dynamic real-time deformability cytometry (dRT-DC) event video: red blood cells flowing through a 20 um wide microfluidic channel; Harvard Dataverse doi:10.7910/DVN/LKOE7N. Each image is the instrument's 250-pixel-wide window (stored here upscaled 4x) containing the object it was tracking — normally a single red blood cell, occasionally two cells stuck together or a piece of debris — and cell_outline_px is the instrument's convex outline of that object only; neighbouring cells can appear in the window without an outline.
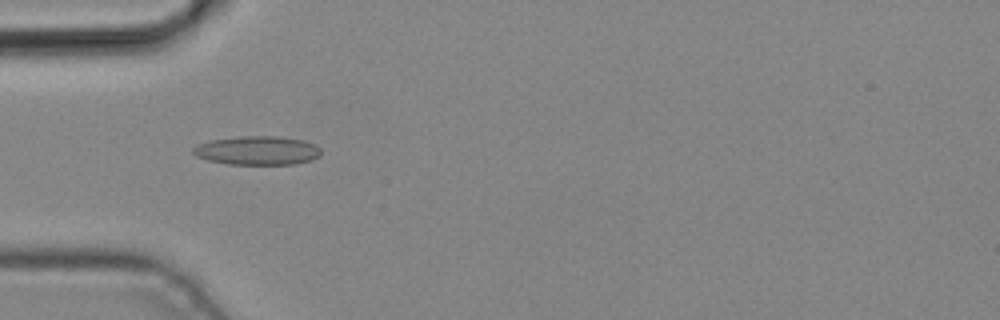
{"species": "common noctule bat (a hibernating species)", "species_latin": "Nyctalus noctula", "temperature_condition": "cold", "stored_images_in_passage": 4, "camera_frame_rate_fps": 3000, "um_per_image_px": 0.085, "animal": {"sex": "male", "body_mass_g": 19.2, "forearm_length_mm": 51.8}, "frame": {"image": 1, "passage_image": 3, "time_ms": 0.667, "image_size_px": [1000, 320], "cell_outline_px": [[320, 156], [312, 160], [292, 164], [228, 164], [208, 160], [196, 156], [192, 152], [192, 148], [196, 144], [208, 140], [240, 136], [280, 136], [304, 140], [316, 144], [320, 148]], "centroid_in_image_um": [21.86, 12.78], "position_along_channel_um": 63.1, "area_um2": 21.73}}
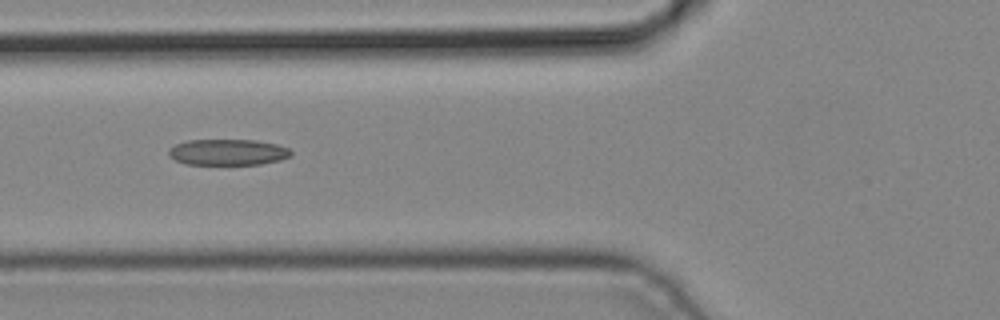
{"frame": {"image": 2, "passage_image": 4, "time_ms": 1.0, "image_size_px": [1000, 320], "cell_outline_px": [[292, 156], [280, 160], [260, 164], [188, 164], [176, 160], [168, 156], [168, 148], [176, 144], [188, 140], [256, 140], [276, 144], [288, 148], [292, 152]], "centroid_in_image_um": [19.37, 12.93], "position_along_channel_um": 106.4, "area_um2": 18.55}}